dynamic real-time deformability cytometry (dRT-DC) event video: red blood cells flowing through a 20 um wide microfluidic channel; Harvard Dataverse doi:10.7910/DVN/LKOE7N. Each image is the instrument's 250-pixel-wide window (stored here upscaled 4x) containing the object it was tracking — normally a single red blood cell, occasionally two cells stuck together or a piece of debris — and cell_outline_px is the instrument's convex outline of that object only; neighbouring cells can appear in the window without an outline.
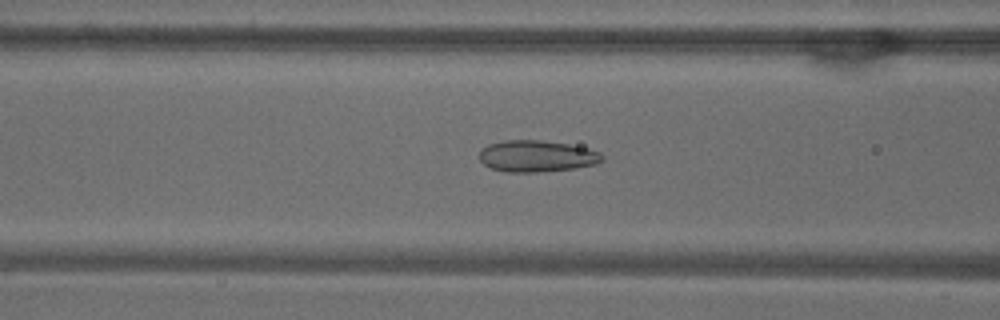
{"species": "common noctule bat (a hibernating species)", "species_latin": "Nyctalus noctula", "temperature_condition": "warm", "stored_images_in_passage": 53, "camera_frame_rate_fps": 3000, "um_per_image_px": 0.085, "animal": {"sex": "male", "body_mass_g": 18.8}, "frame": {"image": 1, "passage_image": 21, "time_ms": 6.667, "image_size_px": [1000, 320], "cell_outline_px": [[604, 160], [596, 164], [576, 168], [536, 172], [504, 172], [492, 168], [484, 164], [480, 160], [480, 152], [488, 144], [504, 140], [540, 140], [568, 144], [588, 148], [600, 152], [604, 156]], "centroid_in_image_um": [45.65, 13.27], "position_along_channel_um": 120.9, "area_um2": 22.6}}
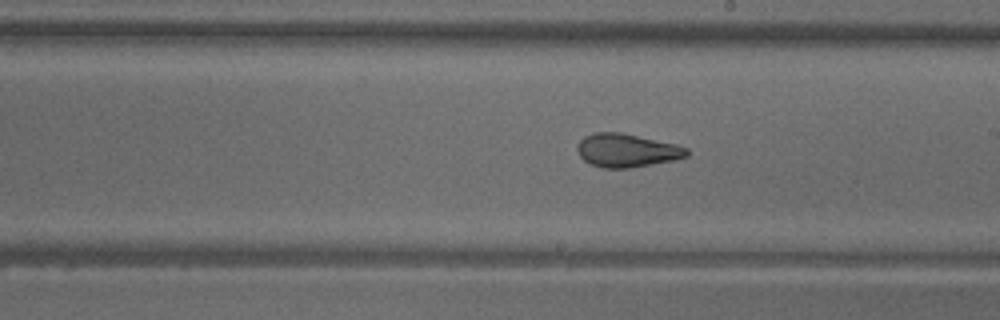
{"frame": {"image": 2, "passage_image": 30, "time_ms": 9.667, "image_size_px": [1000, 320], "cell_outline_px": [[688, 156], [676, 160], [628, 168], [604, 168], [592, 164], [584, 160], [580, 156], [576, 148], [576, 144], [584, 136], [596, 132], [620, 132], [676, 144], [688, 148]], "centroid_in_image_um": [53.27, 12.78], "position_along_channel_um": 235.7, "area_um2": 21.33}}
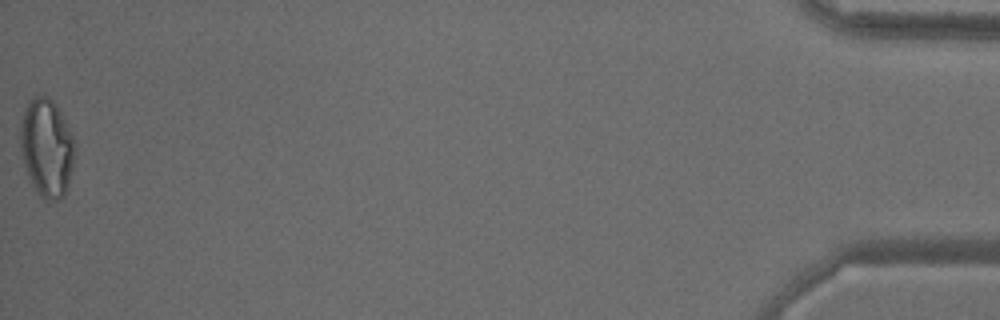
{"frame": {"image": 3, "passage_image": 53, "time_ms": 17.333, "image_size_px": [1000, 320], "cell_outline_px": [[76, 148], [68, 188], [64, 196], [60, 200], [44, 200], [36, 192], [28, 176], [24, 164], [20, 144], [20, 120], [24, 108], [36, 96], [48, 96], [56, 104], [72, 136]], "centroid_in_image_um": [3.97, 12.59], "position_along_channel_um": 431.2, "area_um2": 31.21}, "authors_computed_cell_mechanics": {"area_um2": 24.7384, "velocity_mm_per_s": 3.8183, "shape_relaxation_time_tau1_ms": null, "shape_relaxation_time_tau2_ms": 1.0875, "deformation_change_tau1": null, "deformation_change_tau2": 0.0788}}